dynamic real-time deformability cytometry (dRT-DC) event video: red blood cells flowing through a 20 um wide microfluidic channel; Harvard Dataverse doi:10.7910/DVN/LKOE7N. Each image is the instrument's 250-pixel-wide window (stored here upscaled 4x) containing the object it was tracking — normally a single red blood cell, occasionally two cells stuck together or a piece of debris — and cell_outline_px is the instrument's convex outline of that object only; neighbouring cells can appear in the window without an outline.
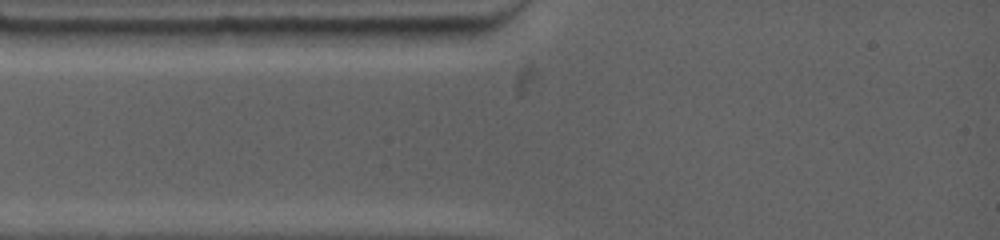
{"species": "common noctule bat (a hibernating species)", "species_latin": "Nyctalus noctula", "temperature_condition": "warm", "stored_images_in_passage": 1, "camera_frame_rate_fps": 4500, "um_per_image_px": 0.085, "animal": {"sex": "female", "body_mass_g": 19.0, "forearm_length_mm": 53.3}, "frame": {"image": 1, "passage_image": 1, "time_ms": 0.0, "image_size_px": [1000, 240], "cell_outline_px": [[484, 28], [472, 36], [456, 44], [428, 48], [360, 44], [352, 32], [352, 28]], "centroid_in_image_um": [35.14, 3.1], "position_along_channel_um": 49.9, "area_um2": 14.8}}